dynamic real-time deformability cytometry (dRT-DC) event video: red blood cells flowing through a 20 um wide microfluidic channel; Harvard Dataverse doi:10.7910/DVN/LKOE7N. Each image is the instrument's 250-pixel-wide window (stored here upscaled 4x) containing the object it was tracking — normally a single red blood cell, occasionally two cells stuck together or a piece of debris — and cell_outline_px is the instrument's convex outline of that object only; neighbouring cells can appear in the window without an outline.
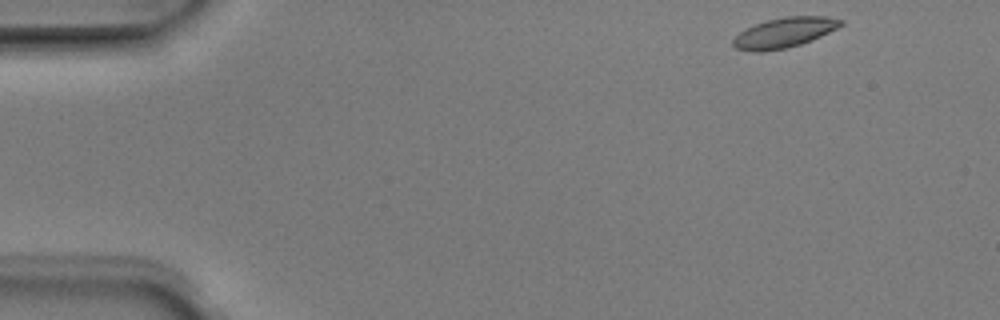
{"species": "Egyptian fruit bat (a non-hibernating species)", "species_latin": "Rousettus aegyptiacus", "temperature_condition": "room temperature", "stored_images_in_passage": 3, "camera_frame_rate_fps": 3000, "um_per_image_px": 0.085, "animal": {"sex": "male"}, "frame": {"image": 1, "passage_image": 1, "time_ms": 0.0, "image_size_px": [1000, 320], "cell_outline_px": [[844, 24], [820, 36], [800, 44], [784, 48], [760, 52], [752, 52], [736, 48], [732, 44], [732, 40], [740, 32], [756, 24], [768, 20], [784, 16], [828, 16], [844, 20]], "centroid_in_image_um": [66.67, 2.76], "position_along_channel_um": 18.3, "area_um2": 18.61}}
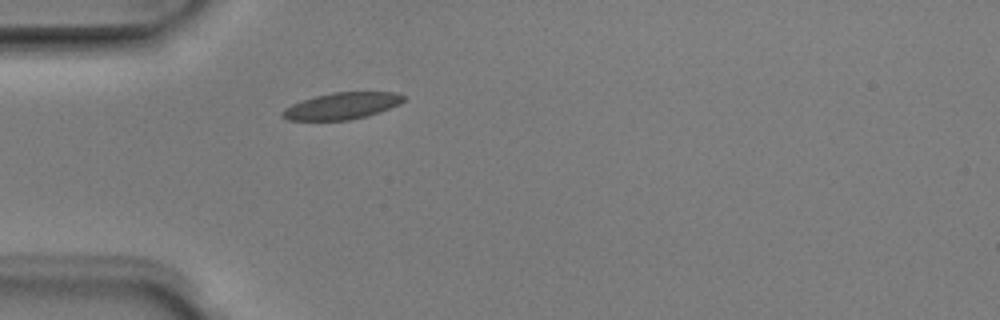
{"frame": {"image": 2, "passage_image": 3, "time_ms": 0.667, "image_size_px": [1000, 320], "cell_outline_px": [[408, 96], [400, 104], [364, 116], [348, 120], [288, 120], [280, 116], [280, 112], [284, 108], [292, 104], [316, 96], [332, 92], [396, 92]], "centroid_in_image_um": [29.04, 8.99], "position_along_channel_um": 56.0, "area_um2": 18.67}}